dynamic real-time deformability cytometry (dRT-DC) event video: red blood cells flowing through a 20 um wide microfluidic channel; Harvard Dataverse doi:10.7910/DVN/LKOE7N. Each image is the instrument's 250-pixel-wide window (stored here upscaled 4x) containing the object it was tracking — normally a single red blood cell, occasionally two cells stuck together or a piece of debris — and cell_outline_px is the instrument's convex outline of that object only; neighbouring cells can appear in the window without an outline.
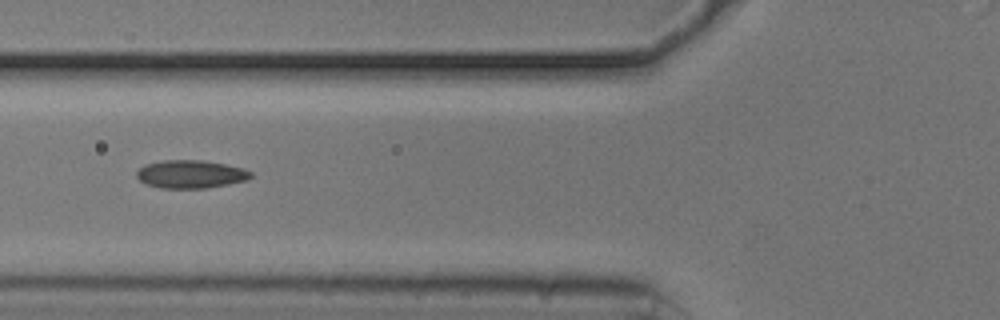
{"species": "common noctule bat (a hibernating species)", "species_latin": "Nyctalus noctula", "temperature_condition": "cold", "stored_images_in_passage": 10, "camera_frame_rate_fps": 3000, "um_per_image_px": 0.085, "animal": {"sex": "male", "body_mass_g": 20.5, "forearm_length_mm": 52.5}, "frame": {"image": 1, "passage_image": 4, "time_ms": 1.0, "image_size_px": [1000, 320], "cell_outline_px": [[252, 176], [248, 180], [208, 188], [160, 188], [148, 184], [140, 180], [136, 176], [136, 172], [144, 164], [164, 160], [200, 160], [224, 164], [244, 168], [252, 172]], "centroid_in_image_um": [16.22, 14.8], "position_along_channel_um": 109.6, "area_um2": 18.67}}
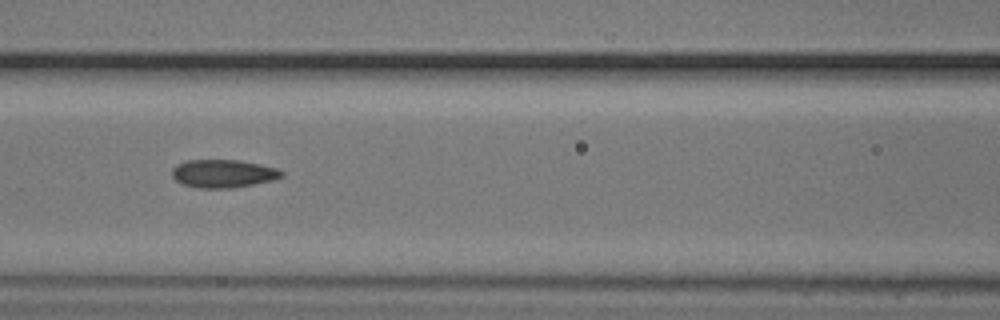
{"frame": {"image": 2, "passage_image": 7, "time_ms": 2.0, "image_size_px": [1000, 320], "cell_outline_px": [[284, 176], [272, 180], [232, 188], [196, 188], [184, 184], [176, 180], [172, 176], [172, 168], [176, 164], [184, 160], [236, 160], [260, 164], [276, 168], [284, 172]], "centroid_in_image_um": [18.95, 14.75], "position_along_channel_um": 147.7, "area_um2": 17.92}}